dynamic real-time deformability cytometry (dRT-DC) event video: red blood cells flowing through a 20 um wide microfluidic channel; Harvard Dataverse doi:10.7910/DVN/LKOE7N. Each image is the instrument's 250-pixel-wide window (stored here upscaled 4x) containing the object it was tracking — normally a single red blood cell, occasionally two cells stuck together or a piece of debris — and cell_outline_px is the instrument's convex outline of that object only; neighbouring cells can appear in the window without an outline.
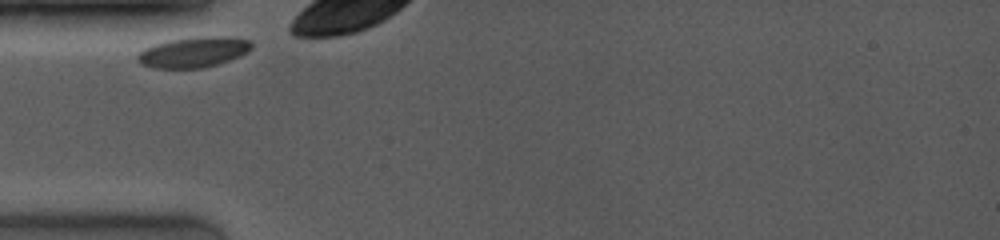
{"species": "common noctule bat (a hibernating species)", "species_latin": "Nyctalus noctula", "temperature_condition": "room temperature", "stored_images_in_passage": 5, "camera_frame_rate_fps": 4000, "um_per_image_px": 0.085, "animal": {"sex": "female", "body_mass_g": 19.0, "forearm_length_mm": 53.3}, "frame": {"image": 1, "passage_image": 1, "time_ms": 0.0, "image_size_px": [1000, 240], "cell_outline_px": [[252, 48], [248, 52], [240, 56], [204, 68], [152, 68], [140, 64], [136, 60], [136, 56], [144, 48], [156, 44], [172, 40], [204, 36], [228, 36], [252, 40]], "centroid_in_image_um": [16.46, 4.43], "position_along_channel_um": 68.5, "area_um2": 20.29}}